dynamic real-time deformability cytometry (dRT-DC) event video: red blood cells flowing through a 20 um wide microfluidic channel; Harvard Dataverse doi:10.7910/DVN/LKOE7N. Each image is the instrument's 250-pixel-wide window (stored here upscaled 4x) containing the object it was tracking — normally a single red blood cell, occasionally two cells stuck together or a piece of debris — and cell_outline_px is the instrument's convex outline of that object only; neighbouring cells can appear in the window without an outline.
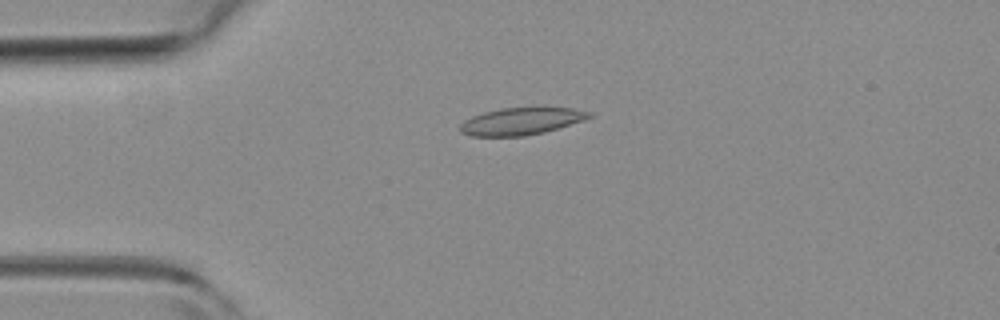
{"species": "common noctule bat (a hibernating species)", "species_latin": "Nyctalus noctula", "temperature_condition": "room temperature", "stored_images_in_passage": 40, "camera_frame_rate_fps": 3000, "um_per_image_px": 0.085, "animal": {"sex": "female", "body_mass_g": 19.3, "forearm_length_mm": 54.1}, "frame": {"image": 1, "passage_image": 1, "time_ms": 0.0, "image_size_px": [1000, 320], "cell_outline_px": [[596, 116], [584, 120], [544, 132], [524, 136], [472, 136], [460, 132], [460, 124], [464, 120], [472, 116], [484, 112], [500, 108], [544, 104], [572, 108], [592, 112]], "centroid_in_image_um": [44.39, 10.24], "position_along_channel_um": 40.6, "area_um2": 21.44}}
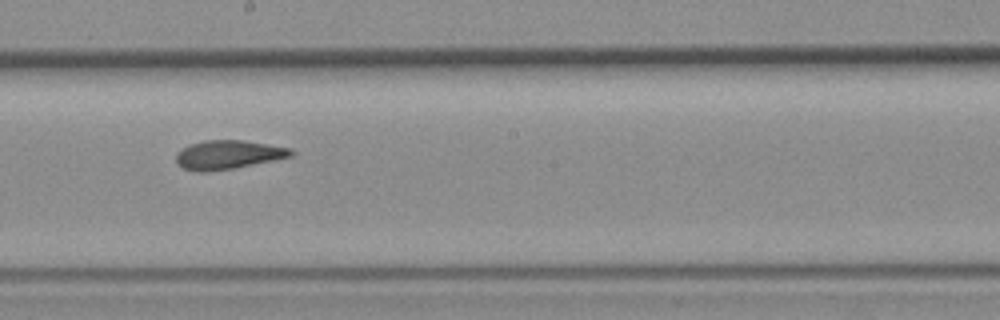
{"frame": {"image": 2, "passage_image": 17, "time_ms": 5.333, "image_size_px": [1000, 320], "cell_outline_px": [[296, 152], [292, 156], [232, 168], [208, 172], [196, 172], [184, 168], [176, 160], [176, 152], [192, 144], [204, 140], [244, 140], [292, 148]], "centroid_in_image_um": [19.41, 13.14], "position_along_channel_um": 228.8, "area_um2": 19.13}}
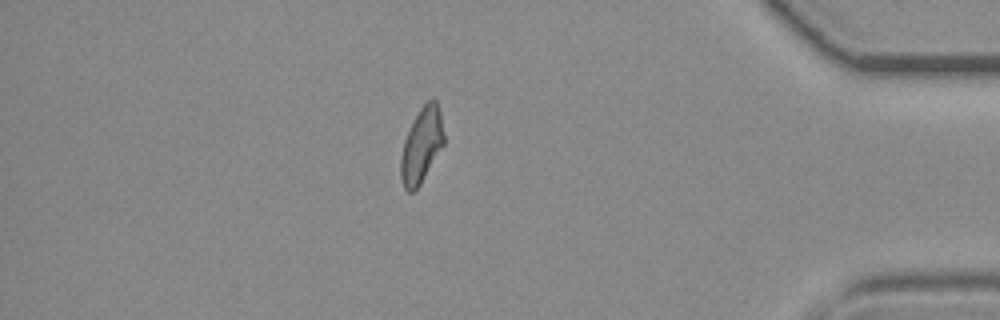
{"frame": {"image": 3, "passage_image": 33, "time_ms": 10.667, "image_size_px": [1000, 320], "cell_outline_px": [[444, 144], [420, 184], [412, 192], [408, 192], [404, 188], [400, 176], [400, 160], [404, 140], [420, 108], [432, 96], [436, 100], [440, 108], [444, 136]], "centroid_in_image_um": [35.84, 12.33], "position_along_channel_um": 399.4, "area_um2": 18.73}, "authors_computed_cell_mechanics": {"area_um2": 19.1607, "velocity_mm_per_s": 3.9776, "shape_relaxation_time_tau1_ms": null, "shape_relaxation_time_tau2_ms": 2.026, "deformation_change_tau1": null, "deformation_change_tau2": 0.0879}}